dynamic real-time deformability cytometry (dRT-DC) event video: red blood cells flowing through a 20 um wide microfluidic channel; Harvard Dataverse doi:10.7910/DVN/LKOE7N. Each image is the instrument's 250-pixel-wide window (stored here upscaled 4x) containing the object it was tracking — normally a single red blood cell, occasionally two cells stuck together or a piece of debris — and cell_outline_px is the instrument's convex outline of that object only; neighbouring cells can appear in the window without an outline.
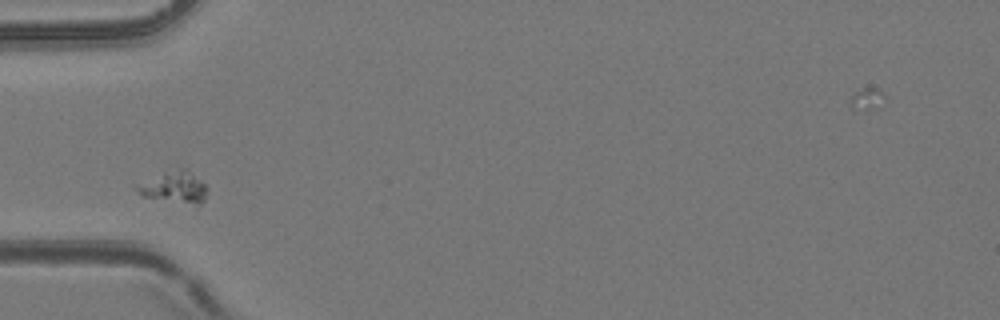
{"species": "common noctule bat (a hibernating species)", "species_latin": "Nyctalus noctula", "temperature_condition": "room temperature", "stored_images_in_passage": 4, "camera_frame_rate_fps": 3000, "um_per_image_px": 0.085, "animal": {"sex": "female", "body_mass_g": 24.6, "forearm_length_mm": 56.2}, "frame": {"image": 1, "passage_image": 1, "time_ms": 0.0, "image_size_px": [1000, 320], "cell_outline_px": [[208, 188], [204, 200], [200, 204], [140, 196], [132, 188], [136, 184], [164, 172], [180, 168], [184, 168], [200, 180]], "centroid_in_image_um": [14.75, 15.9], "position_along_channel_um": 70.2, "area_um2": 12.6}}
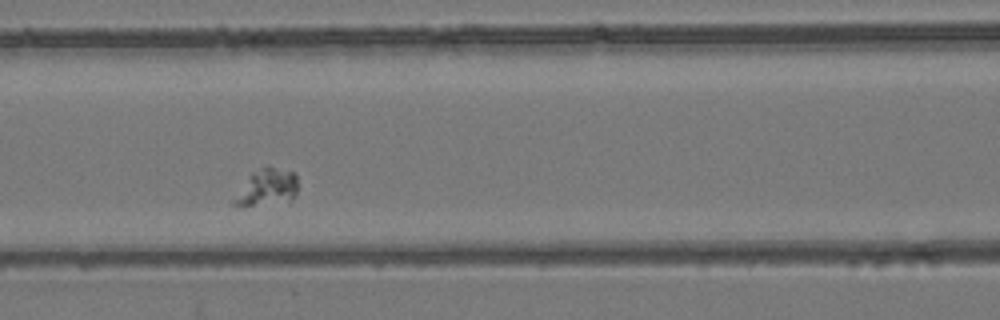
{"frame": {"image": 2, "passage_image": 3, "time_ms": 0.667, "image_size_px": [1000, 320], "cell_outline_px": [[296, 196], [292, 200], [244, 208], [232, 204], [232, 200], [252, 172], [268, 164], [296, 172]], "centroid_in_image_um": [22.69, 15.93], "position_along_channel_um": 143.9, "area_um2": 14.05}}
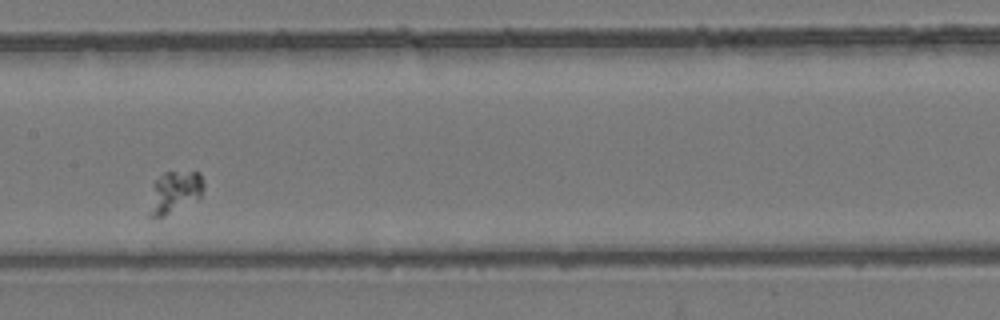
{"frame": {"image": 3, "passage_image": 4, "time_ms": 1.0, "image_size_px": [1000, 320], "cell_outline_px": [[204, 188], [200, 200], [164, 216], [148, 216], [148, 212], [152, 184], [164, 172], [200, 172], [204, 184]], "centroid_in_image_um": [14.86, 16.35], "position_along_channel_um": 192.5, "area_um2": 13.64}}